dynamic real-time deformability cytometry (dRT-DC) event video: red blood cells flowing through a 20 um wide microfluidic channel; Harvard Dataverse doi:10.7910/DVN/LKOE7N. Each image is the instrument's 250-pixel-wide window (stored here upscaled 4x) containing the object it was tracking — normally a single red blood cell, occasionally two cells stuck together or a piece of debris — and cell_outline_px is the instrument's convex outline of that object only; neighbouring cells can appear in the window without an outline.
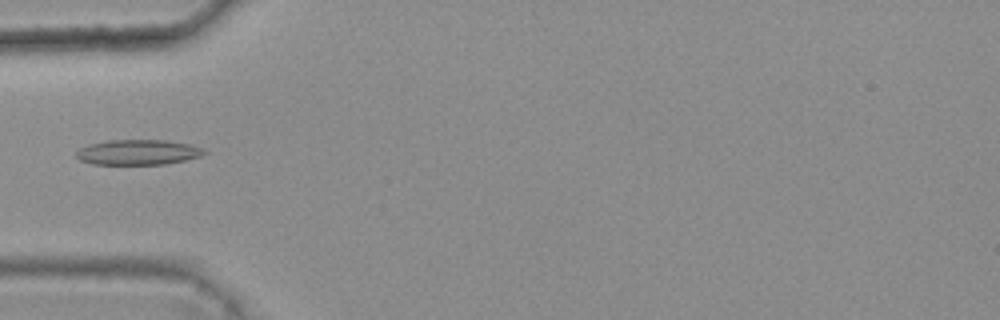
{"species": "common noctule bat (a hibernating species)", "species_latin": "Nyctalus noctula", "temperature_condition": "warm", "stored_images_in_passage": 4, "camera_frame_rate_fps": 3000, "um_per_image_px": 0.085, "animal": {"sex": "female", "body_mass_g": 25.1}, "frame": {"image": 1, "passage_image": 3, "time_ms": 0.667, "image_size_px": [1000, 320], "cell_outline_px": [[208, 152], [200, 156], [184, 160], [164, 164], [92, 164], [80, 160], [76, 156], [76, 152], [80, 148], [88, 144], [108, 140], [164, 140], [188, 144], [200, 148]], "centroid_in_image_um": [11.68, 12.94], "position_along_channel_um": 73.3, "area_um2": 18.61}}
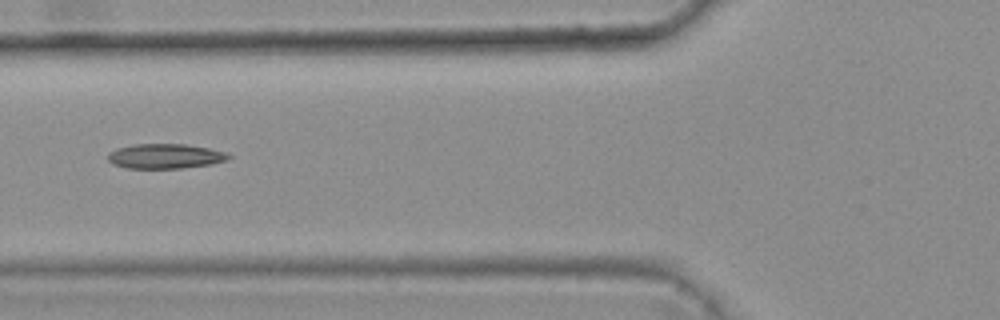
{"frame": {"image": 2, "passage_image": 4, "time_ms": 1.0, "image_size_px": [1000, 320], "cell_outline_px": [[232, 156], [224, 160], [212, 164], [180, 168], [128, 168], [112, 164], [108, 160], [108, 152], [116, 148], [132, 144], [184, 144], [208, 148], [224, 152]], "centroid_in_image_um": [13.98, 13.27], "position_along_channel_um": 111.8, "area_um2": 17.34}}